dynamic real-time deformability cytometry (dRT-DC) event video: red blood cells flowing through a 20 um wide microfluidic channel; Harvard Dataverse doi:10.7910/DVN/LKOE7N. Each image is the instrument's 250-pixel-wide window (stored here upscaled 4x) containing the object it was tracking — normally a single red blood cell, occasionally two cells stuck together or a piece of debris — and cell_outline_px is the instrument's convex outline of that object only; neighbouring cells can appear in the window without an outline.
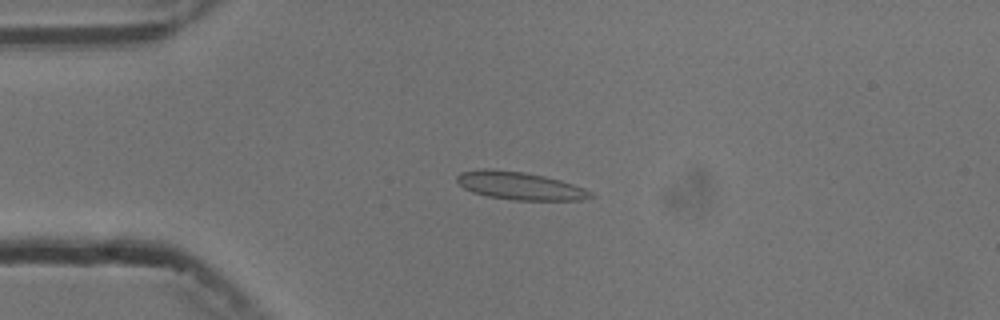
{"species": "common noctule bat (a hibernating species)", "species_latin": "Nyctalus noctula", "temperature_condition": "cold", "stored_images_in_passage": 4, "camera_frame_rate_fps": 3000, "um_per_image_px": 0.085, "animal": {"sex": "male", "body_mass_g": 13.3}, "frame": {"image": 1, "passage_image": 3, "time_ms": 2.333, "image_size_px": [1000, 320], "cell_outline_px": [[596, 196], [580, 200], [516, 200], [488, 196], [472, 192], [464, 188], [456, 180], [456, 176], [460, 172], [480, 168], [488, 168], [524, 172], [544, 176], [560, 180], [584, 188], [592, 192]], "centroid_in_image_um": [44.17, 15.78], "position_along_channel_um": 40.8, "area_um2": 21.73}}